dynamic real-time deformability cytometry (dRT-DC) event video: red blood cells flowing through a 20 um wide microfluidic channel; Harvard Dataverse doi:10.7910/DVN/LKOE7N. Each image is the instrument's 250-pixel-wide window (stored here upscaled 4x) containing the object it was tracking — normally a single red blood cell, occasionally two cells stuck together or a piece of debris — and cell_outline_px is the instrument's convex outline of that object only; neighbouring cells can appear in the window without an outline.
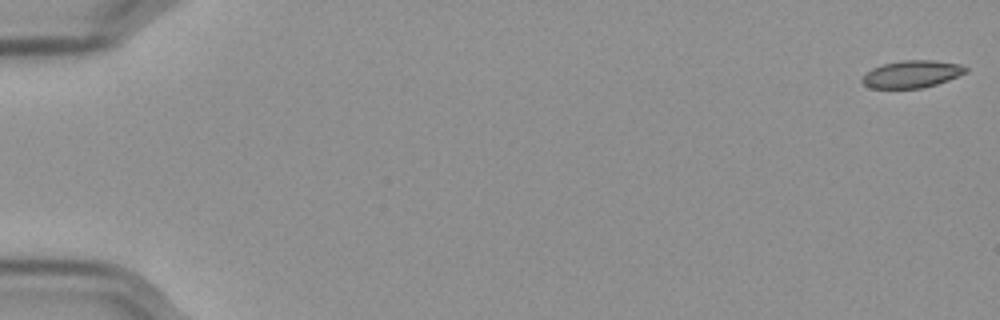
{"species": "Egyptian fruit bat (a non-hibernating species)", "species_latin": "Rousettus aegyptiacus", "temperature_condition": "cold", "stored_images_in_passage": 58, "camera_frame_rate_fps": 3000, "um_per_image_px": 0.085, "frame": {"image": 1, "passage_image": 1, "time_ms": 0.0, "image_size_px": [1000, 320], "cell_outline_px": [[968, 72], [948, 80], [924, 88], [872, 88], [864, 84], [860, 80], [864, 72], [880, 64], [900, 60], [936, 60], [960, 64], [968, 68]], "centroid_in_image_um": [77.49, 6.28], "position_along_channel_um": 7.5, "area_um2": 16.76}}
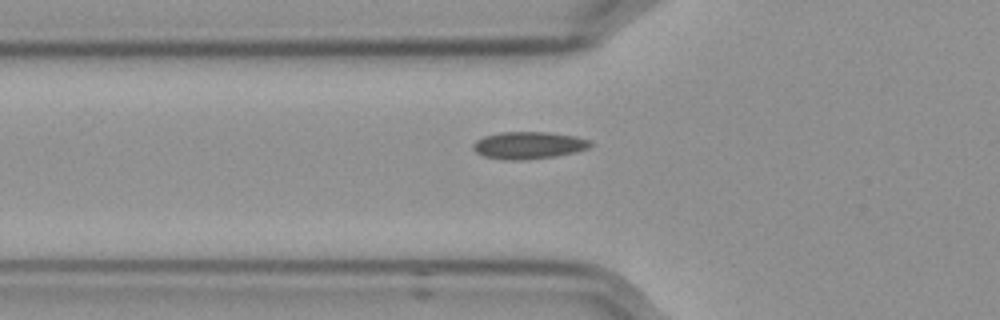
{"frame": {"image": 2, "passage_image": 21, "time_ms": 6.667, "image_size_px": [1000, 320], "cell_outline_px": [[592, 144], [588, 148], [576, 152], [556, 156], [520, 160], [504, 160], [484, 156], [476, 152], [472, 148], [472, 144], [476, 140], [484, 136], [500, 132], [548, 132], [576, 136], [592, 140]], "centroid_in_image_um": [44.93, 12.34], "position_along_channel_um": 80.9, "area_um2": 18.73}}
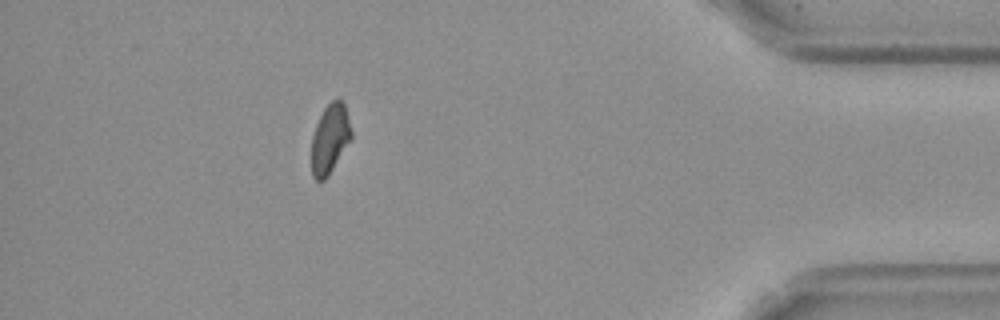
{"frame": {"image": 3, "passage_image": 52, "time_ms": 17.0, "image_size_px": [1000, 320], "cell_outline_px": [[352, 136], [328, 176], [324, 180], [316, 180], [312, 176], [312, 136], [316, 124], [324, 108], [332, 100], [344, 100], [352, 132]], "centroid_in_image_um": [28.04, 11.78], "position_along_channel_um": 407.2, "area_um2": 15.9}, "authors_computed_cell_mechanics": {"area_um2": 17.1377, "velocity_mm_per_s": 3.5722, "shape_relaxation_time_tau1_ms": null, "shape_relaxation_time_tau2_ms": 3.2026, "deformation_change_tau1": null, "deformation_change_tau2": 0.0738}}